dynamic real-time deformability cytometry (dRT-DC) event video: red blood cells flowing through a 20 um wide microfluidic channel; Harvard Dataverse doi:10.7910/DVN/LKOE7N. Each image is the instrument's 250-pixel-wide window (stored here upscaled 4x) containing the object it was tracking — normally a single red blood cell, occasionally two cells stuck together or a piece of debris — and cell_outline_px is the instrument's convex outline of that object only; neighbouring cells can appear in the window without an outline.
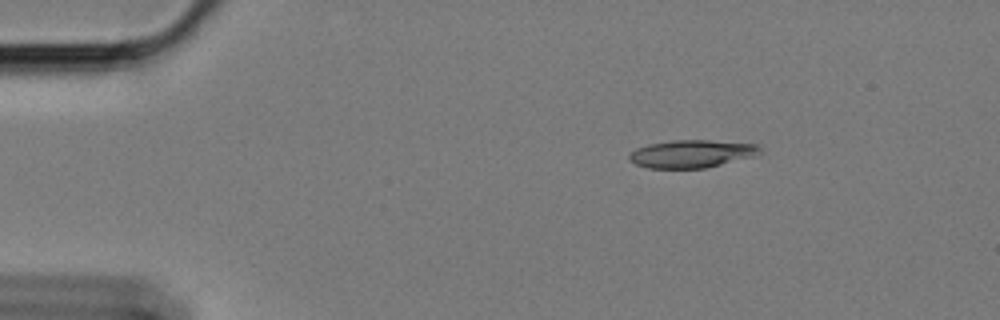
{"species": "Egyptian fruit bat (a non-hibernating species)", "species_latin": "Rousettus aegyptiacus", "temperature_condition": "cold", "stored_images_in_passage": 50, "camera_frame_rate_fps": 3000, "um_per_image_px": 0.085, "animal": {"sex": "female"}, "frame": {"image": 1, "passage_image": 1, "time_ms": 0.0, "image_size_px": [1000, 320], "cell_outline_px": [[760, 148], [752, 156], [704, 168], [648, 168], [636, 164], [628, 160], [628, 156], [636, 148], [648, 144], [672, 140], [708, 140], [760, 144]], "centroid_in_image_um": [58.72, 13.06], "position_along_channel_um": 26.3, "area_um2": 20.87}}
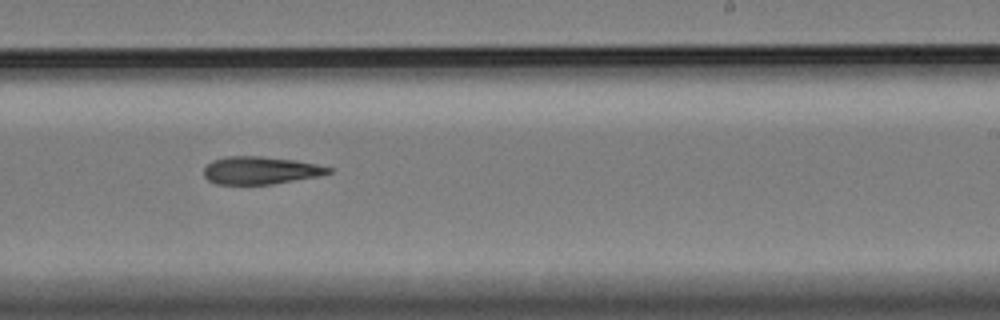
{"frame": {"image": 2, "passage_image": 28, "time_ms": 9.0, "image_size_px": [1000, 320], "cell_outline_px": [[332, 172], [320, 176], [272, 184], [216, 184], [208, 180], [204, 176], [204, 168], [212, 160], [224, 156], [260, 156], [296, 160], [316, 164], [332, 168]], "centroid_in_image_um": [22.13, 14.48], "position_along_channel_um": 266.9, "area_um2": 20.17}}
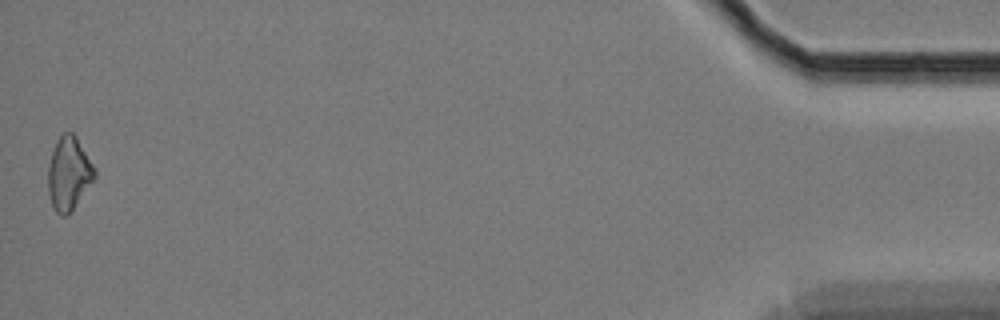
{"frame": {"image": 3, "passage_image": 50, "time_ms": 16.333, "image_size_px": [1000, 320], "cell_outline_px": [[96, 176], [68, 216], [60, 216], [56, 212], [52, 204], [48, 192], [48, 164], [56, 140], [64, 132], [72, 132], [76, 136], [96, 168]], "centroid_in_image_um": [5.85, 14.74], "position_along_channel_um": 429.4, "area_um2": 19.94}}